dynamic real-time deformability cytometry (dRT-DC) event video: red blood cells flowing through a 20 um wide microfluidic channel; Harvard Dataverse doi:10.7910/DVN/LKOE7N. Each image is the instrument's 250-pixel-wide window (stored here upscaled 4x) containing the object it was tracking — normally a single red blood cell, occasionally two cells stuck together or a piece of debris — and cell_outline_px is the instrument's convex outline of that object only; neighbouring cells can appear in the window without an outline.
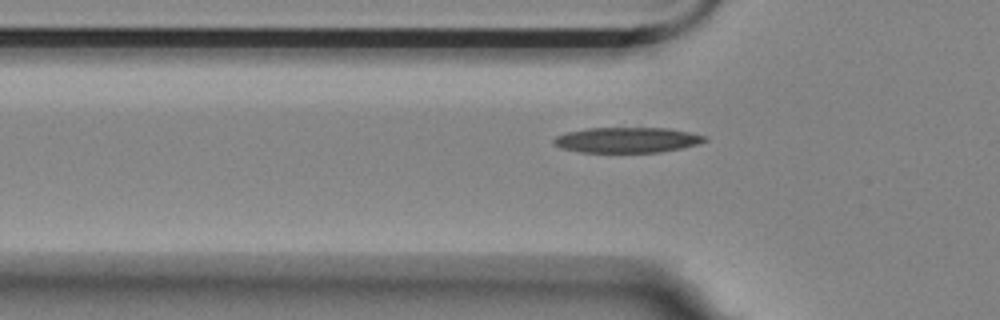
{"species": "Egyptian fruit bat (a non-hibernating species)", "species_latin": "Rousettus aegyptiacus", "temperature_condition": "room temperature", "stored_images_in_passage": 38, "camera_frame_rate_fps": 3000, "um_per_image_px": 0.085, "animal": {"sex": "female"}, "frame": {"image": 1, "passage_image": 7, "time_ms": 2.0, "image_size_px": [1000, 320], "cell_outline_px": [[708, 140], [700, 144], [684, 148], [660, 152], [580, 152], [560, 148], [552, 144], [552, 140], [556, 136], [568, 132], [588, 128], [668, 128], [708, 136]], "centroid_in_image_um": [53.33, 11.9], "position_along_channel_um": 72.5, "area_um2": 22.54}}
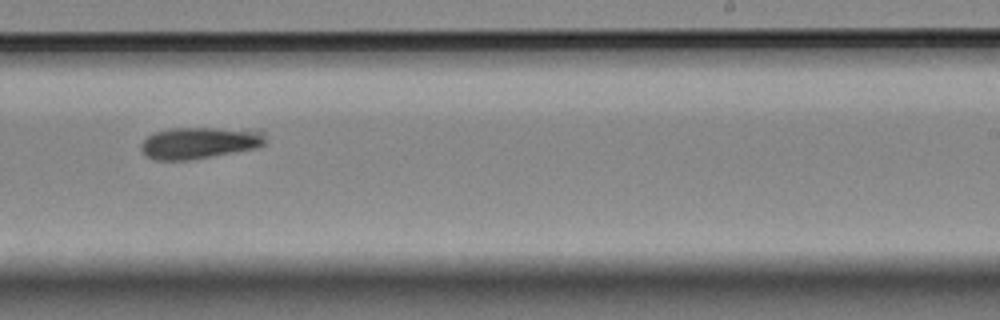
{"frame": {"image": 2, "passage_image": 24, "time_ms": 7.667, "image_size_px": [1000, 320], "cell_outline_px": [[264, 144], [256, 148], [236, 152], [192, 160], [152, 160], [144, 156], [140, 148], [140, 144], [152, 132], [172, 128], [264, 128]], "centroid_in_image_um": [16.98, 12.13], "position_along_channel_um": 272.0, "area_um2": 23.64}}
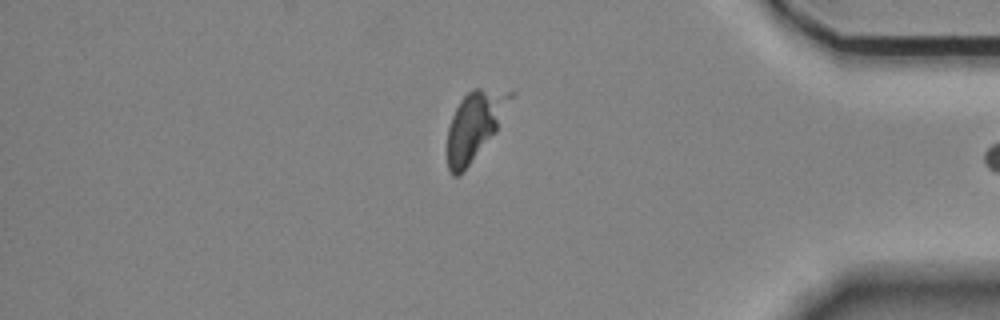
{"frame": {"image": 3, "passage_image": 37, "time_ms": 12.0, "image_size_px": [1000, 320], "cell_outline_px": [[496, 132], [464, 172], [460, 176], [452, 176], [448, 168], [448, 128], [452, 116], [460, 100], [472, 88], [480, 88], [492, 96], [496, 120]], "centroid_in_image_um": [39.96, 11.02], "position_along_channel_um": 395.2, "area_um2": 21.21}}